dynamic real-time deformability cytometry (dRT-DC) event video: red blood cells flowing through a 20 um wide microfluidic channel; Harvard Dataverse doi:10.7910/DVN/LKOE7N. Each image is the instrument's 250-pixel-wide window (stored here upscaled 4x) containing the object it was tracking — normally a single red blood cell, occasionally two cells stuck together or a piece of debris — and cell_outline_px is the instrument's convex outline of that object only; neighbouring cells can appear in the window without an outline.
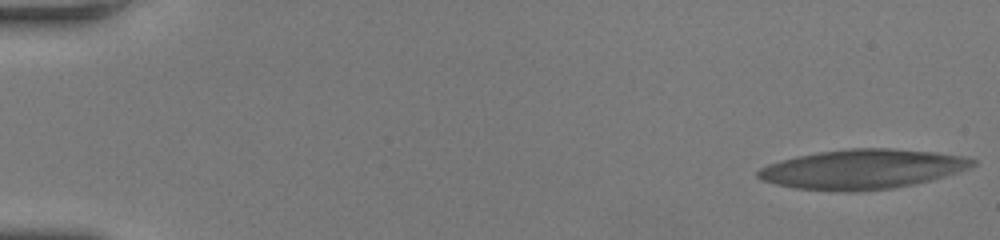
{"species": "human", "species_latin": "Homo sapiens", "temperature_condition": "room temperature", "stored_images_in_passage": 49, "camera_frame_rate_fps": 3000, "um_per_image_px": 0.085, "donor": {"sex": "female"}, "frame": {"image": 1, "passage_image": 1, "time_ms": 0.0, "image_size_px": [1000, 240], "cell_outline_px": [[976, 164], [960, 172], [932, 180], [892, 188], [856, 192], [844, 192], [796, 188], [776, 184], [760, 180], [756, 176], [756, 172], [760, 168], [768, 164], [780, 160], [796, 156], [820, 152], [848, 148], [892, 148], [936, 152], [964, 156], [976, 160]], "centroid_in_image_um": [73.31, 14.38], "position_along_channel_um": 11.7, "area_um2": 49.77}}
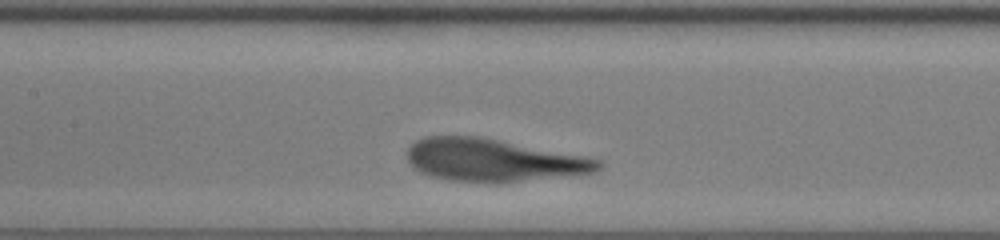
{"frame": {"image": 2, "passage_image": 28, "time_ms": 9.0, "image_size_px": [1000, 240], "cell_outline_px": [[604, 168], [596, 172], [504, 184], [488, 184], [452, 180], [432, 176], [420, 172], [412, 168], [408, 160], [408, 148], [416, 140], [424, 136], [480, 136], [584, 156], [600, 160], [604, 164]], "centroid_in_image_um": [41.95, 13.64], "position_along_channel_um": 165.4, "area_um2": 48.15}}
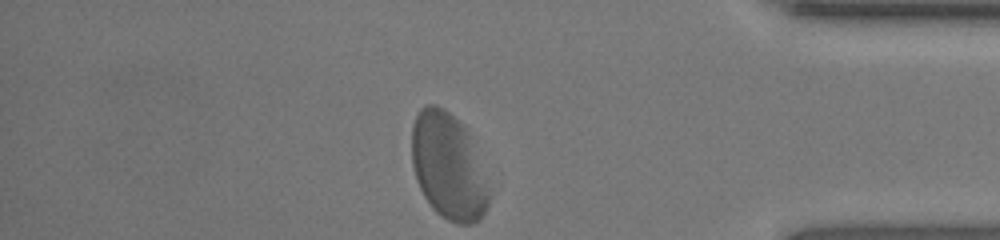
{"frame": {"image": 3, "passage_image": 49, "time_ms": 16.0, "image_size_px": [1000, 240], "cell_outline_px": [[488, 204], [480, 220], [472, 224], [456, 224], [448, 220], [436, 212], [432, 208], [424, 196], [416, 180], [412, 164], [412, 124], [416, 112], [424, 104], [436, 104], [444, 108], [468, 132], [488, 188]], "centroid_in_image_um": [38.05, 14.14], "position_along_channel_um": 397.1, "area_um2": 47.4}, "authors_computed_cell_mechanics": {"area_um2": 47.5694, "velocity_mm_per_s": 3.6864, "shape_relaxation_time_tau1_ms": 2.4311, "shape_relaxation_time_tau2_ms": 0.9015, "deformation_change_tau1": 0.1647, "deformation_change_tau2": 0.0787}}